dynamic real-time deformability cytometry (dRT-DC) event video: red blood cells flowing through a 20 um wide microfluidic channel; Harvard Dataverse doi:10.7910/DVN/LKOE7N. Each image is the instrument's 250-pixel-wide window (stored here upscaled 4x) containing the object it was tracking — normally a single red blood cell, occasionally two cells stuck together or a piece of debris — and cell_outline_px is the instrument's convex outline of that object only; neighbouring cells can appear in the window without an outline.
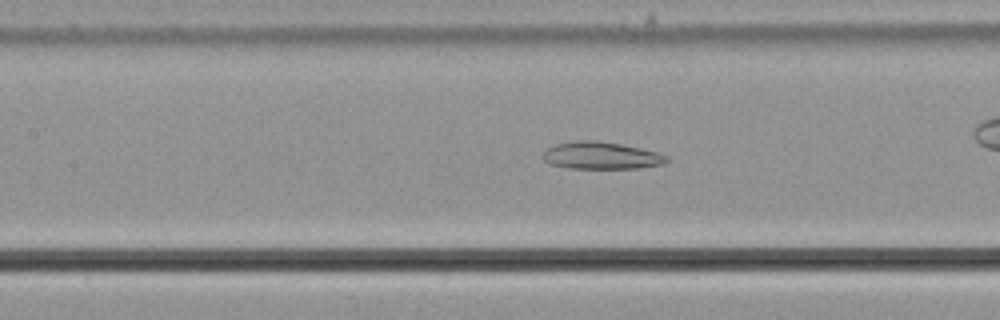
{"species": "common noctule bat (a hibernating species)", "species_latin": "Nyctalus noctula", "temperature_condition": "cold", "stored_images_in_passage": 45, "camera_frame_rate_fps": 3000, "um_per_image_px": 0.085, "animal": {"sex": "male", "body_mass_g": 21.5, "forearm_length_mm": 52.0}, "frame": {"image": 1, "passage_image": 26, "time_ms": 8.333, "image_size_px": [1000, 320], "cell_outline_px": [[672, 160], [664, 164], [640, 168], [568, 168], [548, 164], [544, 160], [544, 152], [548, 148], [556, 144], [576, 140], [596, 140], [620, 144], [640, 148], [656, 152], [668, 156]], "centroid_in_image_um": [51.13, 13.23], "position_along_channel_um": 156.3, "area_um2": 19.71}}